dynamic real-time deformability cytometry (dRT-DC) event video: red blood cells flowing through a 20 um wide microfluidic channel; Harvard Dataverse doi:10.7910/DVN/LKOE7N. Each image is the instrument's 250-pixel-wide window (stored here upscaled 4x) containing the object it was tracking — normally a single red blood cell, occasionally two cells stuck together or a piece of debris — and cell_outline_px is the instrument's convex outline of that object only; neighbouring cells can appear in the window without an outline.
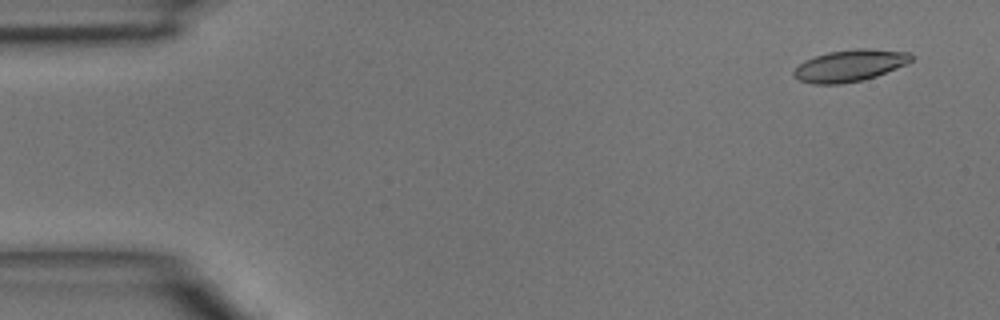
{"species": "common noctule bat (a hibernating species)", "species_latin": "Nyctalus noctula", "temperature_condition": "room temperature", "stored_images_in_passage": 47, "camera_frame_rate_fps": 3000, "um_per_image_px": 0.085, "animal": {"sex": "male", "body_mass_g": 15.6}, "frame": {"image": 1, "passage_image": 3, "time_ms": 0.667, "image_size_px": [1000, 320], "cell_outline_px": [[912, 60], [908, 64], [876, 76], [864, 80], [840, 84], [812, 84], [800, 80], [792, 76], [792, 72], [804, 60], [828, 52], [856, 48], [868, 48], [908, 52], [912, 56]], "centroid_in_image_um": [72.23, 5.58], "position_along_channel_um": 12.8, "area_um2": 21.85}}
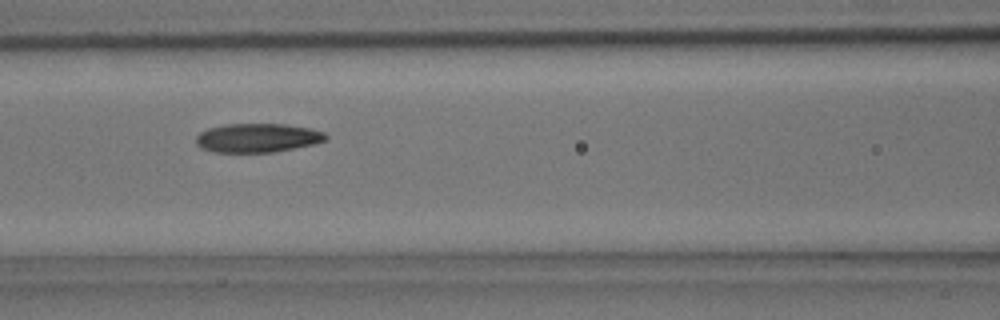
{"frame": {"image": 2, "passage_image": 20, "time_ms": 6.333, "image_size_px": [1000, 320], "cell_outline_px": [[328, 140], [316, 144], [272, 152], [216, 152], [200, 148], [196, 144], [196, 136], [200, 132], [208, 128], [224, 124], [284, 124], [312, 128], [324, 132], [328, 136]], "centroid_in_image_um": [21.91, 11.71], "position_along_channel_um": 144.7, "area_um2": 22.08}}
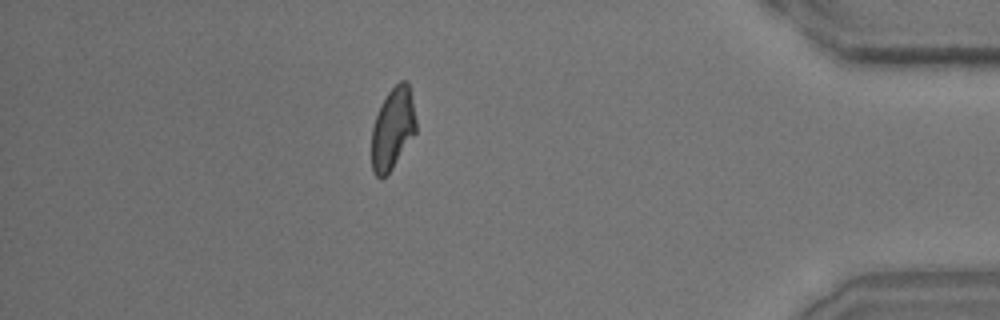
{"frame": {"image": 3, "passage_image": 41, "time_ms": 13.333, "image_size_px": [1000, 320], "cell_outline_px": [[416, 132], [392, 168], [380, 180], [372, 172], [372, 128], [380, 104], [388, 92], [400, 80], [408, 80], [416, 120]], "centroid_in_image_um": [33.37, 10.91], "position_along_channel_um": 401.8, "area_um2": 21.04}}